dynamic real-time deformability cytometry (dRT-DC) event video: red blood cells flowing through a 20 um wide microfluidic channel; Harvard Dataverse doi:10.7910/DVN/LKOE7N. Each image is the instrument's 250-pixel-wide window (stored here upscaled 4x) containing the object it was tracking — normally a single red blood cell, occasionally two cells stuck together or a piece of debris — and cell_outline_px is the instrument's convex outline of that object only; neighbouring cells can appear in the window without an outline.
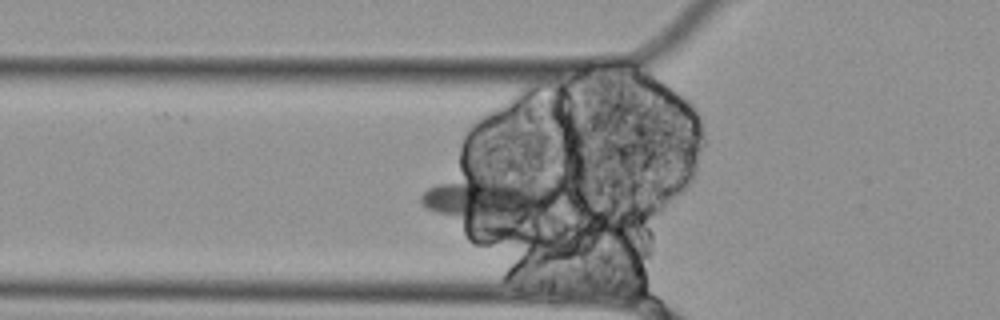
{"species": "Egyptian fruit bat (a non-hibernating species)", "species_latin": "Rousettus aegyptiacus", "temperature_condition": "cold", "stored_images_in_passage": 52, "camera_frame_rate_fps": 3000, "um_per_image_px": 0.085, "animal": {"sex": "female"}, "frame": {"image": 1, "passage_image": 13, "time_ms": 4.0, "image_size_px": [1000, 320], "cell_outline_px": [[560, 200], [556, 204], [508, 240], [504, 240], [436, 212], [420, 204], [420, 196], [428, 188], [436, 184], [504, 184], [552, 188], [556, 192]], "centroid_in_image_um": [41.72, 17.47], "position_along_channel_um": 84.1, "area_um2": 36.93}}
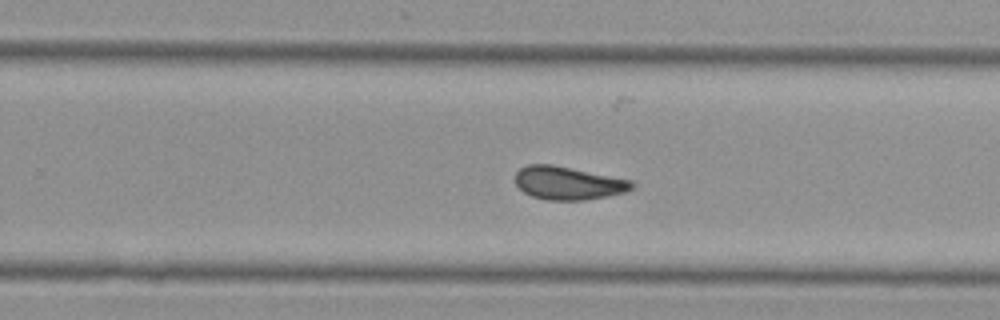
{"frame": {"image": 2, "passage_image": 30, "time_ms": 9.667, "image_size_px": [1000, 320], "cell_outline_px": [[636, 184], [632, 188], [624, 192], [608, 196], [584, 200], [544, 200], [532, 196], [524, 192], [516, 184], [516, 172], [520, 168], [528, 164], [552, 164], [632, 180]], "centroid_in_image_um": [48.29, 15.56], "position_along_channel_um": 281.5, "area_um2": 22.54}}
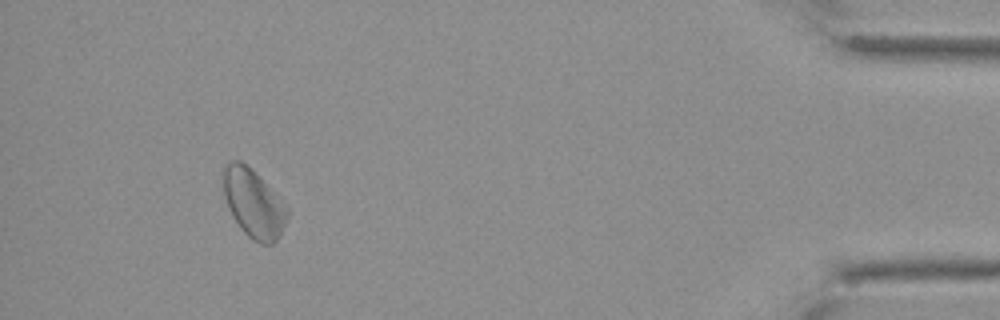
{"frame": {"image": 3, "passage_image": 47, "time_ms": 15.333, "image_size_px": [1000, 320], "cell_outline_px": [[288, 216], [280, 236], [272, 244], [260, 244], [252, 240], [240, 228], [232, 216], [228, 208], [224, 196], [224, 168], [232, 160], [240, 160], [280, 196], [288, 208]], "centroid_in_image_um": [21.57, 17.33], "position_along_channel_um": 413.6, "area_um2": 25.32}, "authors_computed_cell_mechanics": {"area_um2": 23.6402, "velocity_mm_per_s": 3.4449, "shape_relaxation_time_tau1_ms": 0.1077, "shape_relaxation_time_tau2_ms": null, "deformation_change_tau1": null, "deformation_change_tau2": null}}